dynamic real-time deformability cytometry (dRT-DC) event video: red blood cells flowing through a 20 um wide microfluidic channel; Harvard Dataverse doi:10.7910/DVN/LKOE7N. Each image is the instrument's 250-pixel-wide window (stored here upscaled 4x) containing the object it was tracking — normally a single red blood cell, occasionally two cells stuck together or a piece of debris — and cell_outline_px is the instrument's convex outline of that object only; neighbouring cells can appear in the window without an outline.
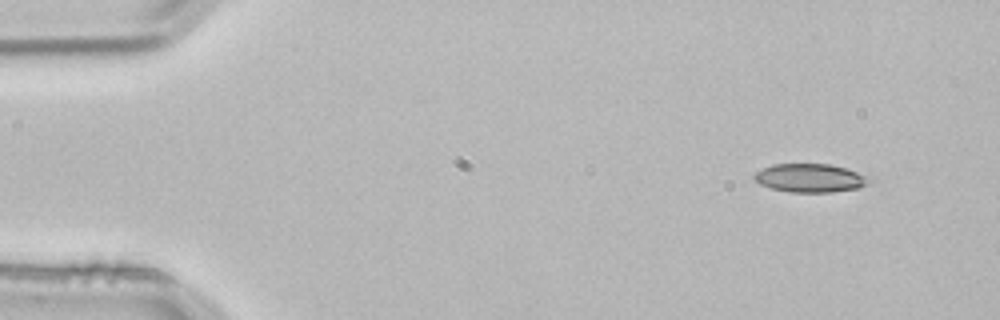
{"species": "common noctule bat (a hibernating species)", "species_latin": "Nyctalus noctula", "temperature_condition": "room temperature", "stored_images_in_passage": 4, "camera_frame_rate_fps": 3000, "um_per_image_px": 0.085, "animal": {"sex": "male", "body_mass_g": 21.5, "forearm_length_mm": 52.0}, "frame": {"image": 1, "passage_image": 1, "time_ms": 0.0, "image_size_px": [1000, 320], "cell_outline_px": [[876, 180], [860, 188], [832, 192], [788, 192], [772, 188], [760, 184], [752, 176], [756, 172], [772, 164], [828, 164], [876, 176]], "centroid_in_image_um": [68.99, 15.13], "position_along_channel_um": 16.0, "area_um2": 19.48}}